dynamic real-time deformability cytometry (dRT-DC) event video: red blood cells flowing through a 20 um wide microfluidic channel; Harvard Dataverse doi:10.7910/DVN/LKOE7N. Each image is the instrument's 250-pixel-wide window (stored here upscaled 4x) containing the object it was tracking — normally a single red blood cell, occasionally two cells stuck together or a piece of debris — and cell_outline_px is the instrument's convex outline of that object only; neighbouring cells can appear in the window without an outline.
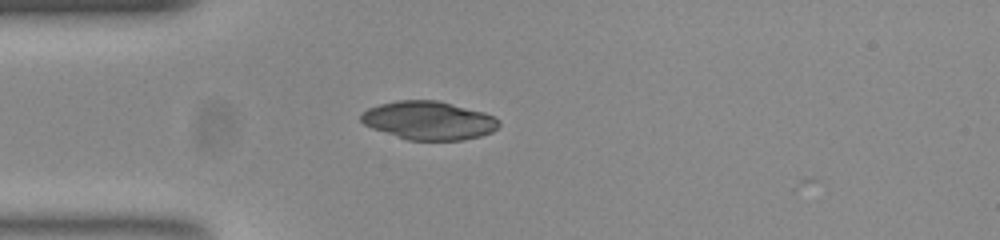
{"species": "common noctule bat (a hibernating species)", "species_latin": "Nyctalus noctula", "temperature_condition": "room temperature", "stored_images_in_passage": 35, "camera_frame_rate_fps": 3000, "um_per_image_px": 0.085, "animal": {"sex": "female", "body_mass_g": 23.0, "forearm_length_mm": 53.4}, "frame": {"image": 1, "passage_image": 1, "time_ms": 0.0, "image_size_px": [1000, 240], "cell_outline_px": [[500, 124], [492, 132], [480, 136], [464, 140], [408, 140], [372, 128], [364, 124], [360, 120], [360, 116], [368, 108], [380, 104], [396, 100], [440, 100], [484, 112], [500, 120]], "centroid_in_image_um": [36.46, 10.23], "position_along_channel_um": 48.5, "area_um2": 30.92}}
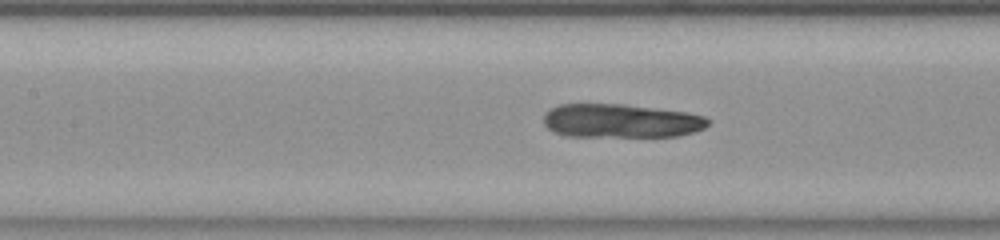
{"frame": {"image": 2, "passage_image": 10, "time_ms": 3.0, "image_size_px": [1000, 240], "cell_outline_px": [[712, 120], [704, 128], [680, 136], [568, 136], [556, 132], [548, 128], [544, 124], [544, 112], [548, 108], [560, 104], [624, 104], [688, 112], [704, 116]], "centroid_in_image_um": [52.78, 10.26], "position_along_channel_um": 154.6, "area_um2": 32.48}}
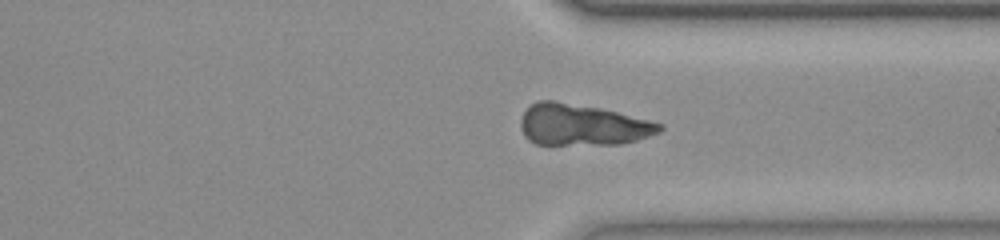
{"frame": {"image": 3, "passage_image": 26, "time_ms": 8.333, "image_size_px": [1000, 240], "cell_outline_px": [[664, 128], [660, 132], [636, 140], [620, 144], [536, 144], [528, 140], [524, 136], [520, 128], [520, 120], [524, 112], [536, 100], [556, 100], [600, 108], [664, 124]], "centroid_in_image_um": [49.47, 10.6], "position_along_channel_um": 361.9, "area_um2": 33.47}}